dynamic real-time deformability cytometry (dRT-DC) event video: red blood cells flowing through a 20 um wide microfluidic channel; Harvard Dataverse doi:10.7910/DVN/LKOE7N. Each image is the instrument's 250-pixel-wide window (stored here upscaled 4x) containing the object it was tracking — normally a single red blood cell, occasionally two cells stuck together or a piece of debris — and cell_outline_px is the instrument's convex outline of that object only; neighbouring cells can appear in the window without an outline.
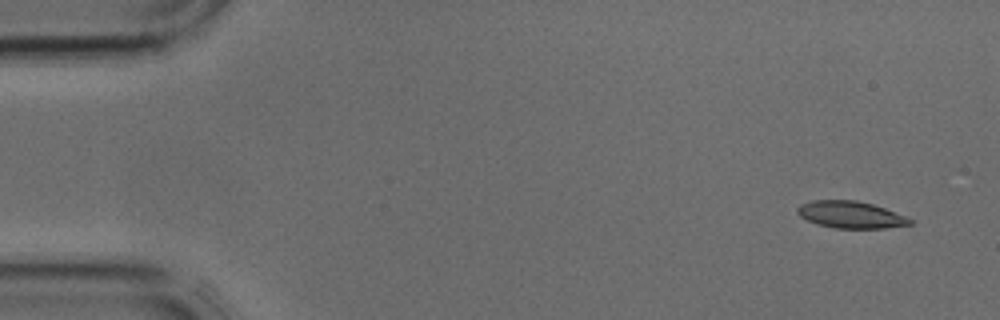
{"species": "common noctule bat (a hibernating species)", "species_latin": "Nyctalus noctula", "temperature_condition": "cold", "stored_images_in_passage": 6, "camera_frame_rate_fps": 3000, "um_per_image_px": 0.085, "animal": {"sex": "male", "body_mass_g": 17.9, "forearm_length_mm": 54.2}, "frame": {"image": 1, "passage_image": 1, "time_ms": 0.0, "image_size_px": [1000, 320], "cell_outline_px": [[912, 224], [884, 228], [836, 228], [816, 224], [800, 216], [796, 212], [796, 208], [800, 204], [812, 200], [856, 200], [872, 204], [908, 216], [912, 220]], "centroid_in_image_um": [72.3, 18.24], "position_along_channel_um": 12.7, "area_um2": 17.74}}